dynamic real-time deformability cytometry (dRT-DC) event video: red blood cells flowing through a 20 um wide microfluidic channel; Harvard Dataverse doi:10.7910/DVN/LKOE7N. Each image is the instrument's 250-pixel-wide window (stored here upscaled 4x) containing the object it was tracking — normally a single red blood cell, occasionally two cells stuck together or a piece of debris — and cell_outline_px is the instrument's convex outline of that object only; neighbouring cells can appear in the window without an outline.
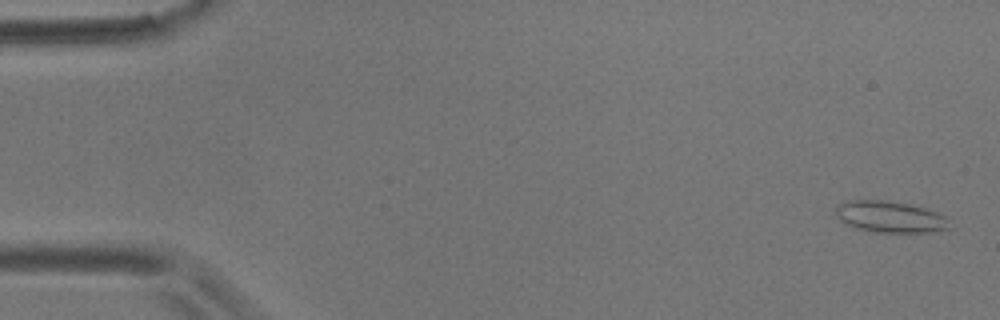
{"species": "common noctule bat (a hibernating species)", "species_latin": "Nyctalus noctula", "temperature_condition": "room temperature", "stored_images_in_passage": 5, "camera_frame_rate_fps": 3000, "um_per_image_px": 0.085, "animal": {"sex": "male", "body_mass_g": 17.9}, "frame": {"image": 1, "passage_image": 1, "time_ms": 0.0, "image_size_px": [1000, 320], "cell_outline_px": [[948, 228], [936, 232], [872, 232], [856, 228], [844, 224], [836, 216], [836, 204], [848, 200], [884, 200], [908, 204], [924, 208], [936, 212], [944, 216]], "centroid_in_image_um": [75.57, 18.43], "position_along_channel_um": 9.4, "area_um2": 20.75}}